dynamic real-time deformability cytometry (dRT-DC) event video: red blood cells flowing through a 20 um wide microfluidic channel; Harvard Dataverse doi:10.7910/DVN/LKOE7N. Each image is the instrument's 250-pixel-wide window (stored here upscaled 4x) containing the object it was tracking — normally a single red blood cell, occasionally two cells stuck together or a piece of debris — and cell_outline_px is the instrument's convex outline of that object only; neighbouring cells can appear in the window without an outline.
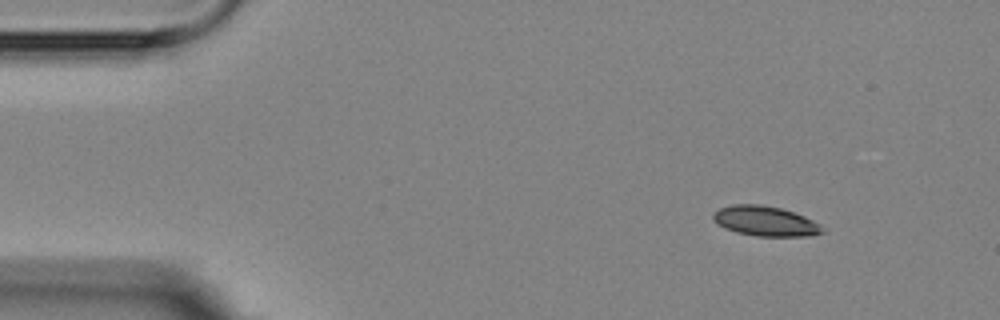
{"species": "Egyptian fruit bat (a non-hibernating species)", "species_latin": "Rousettus aegyptiacus", "temperature_condition": "room temperature", "stored_images_in_passage": 3, "camera_frame_rate_fps": 3000, "um_per_image_px": 0.085, "animal": {"sex": "female"}, "frame": {"image": 1, "passage_image": 1, "time_ms": 0.0, "image_size_px": [1000, 320], "cell_outline_px": [[824, 232], [812, 236], [756, 236], [736, 232], [724, 228], [716, 224], [712, 220], [712, 212], [720, 208], [732, 204], [760, 204], [780, 208], [804, 216], [820, 224], [824, 228]], "centroid_in_image_um": [65.01, 18.8], "position_along_channel_um": 20.0, "area_um2": 19.25}}